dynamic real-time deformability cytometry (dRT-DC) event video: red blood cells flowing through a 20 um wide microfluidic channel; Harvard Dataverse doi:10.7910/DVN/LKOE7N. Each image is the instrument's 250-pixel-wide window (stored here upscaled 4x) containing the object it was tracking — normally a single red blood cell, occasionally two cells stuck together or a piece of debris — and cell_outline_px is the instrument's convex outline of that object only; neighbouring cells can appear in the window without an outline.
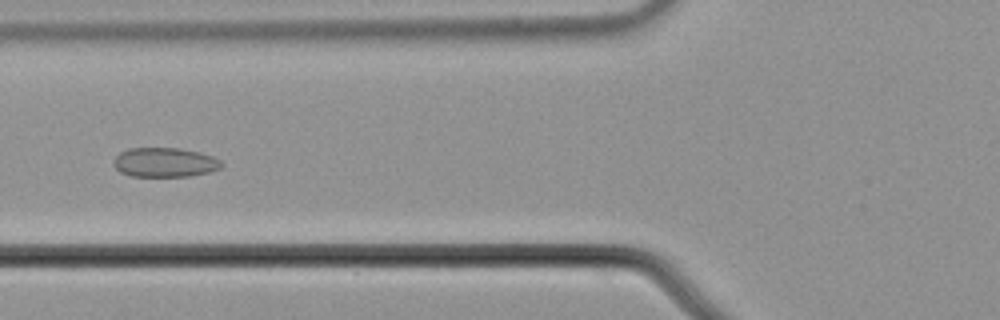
{"species": "common noctule bat (a hibernating species)", "species_latin": "Nyctalus noctula", "temperature_condition": "cold", "stored_images_in_passage": 53, "camera_frame_rate_fps": 3000, "um_per_image_px": 0.085, "animal": {"sex": "male", "body_mass_g": 21.5, "forearm_length_mm": 52.0}, "frame": {"image": 1, "passage_image": 19, "time_ms": 6.0, "image_size_px": [1000, 320], "cell_outline_px": [[224, 164], [220, 168], [208, 172], [188, 176], [132, 176], [120, 172], [112, 164], [112, 160], [120, 152], [128, 148], [180, 148], [200, 152], [212, 156], [220, 160]], "centroid_in_image_um": [13.98, 13.79], "position_along_channel_um": 111.8, "area_um2": 18.55}}
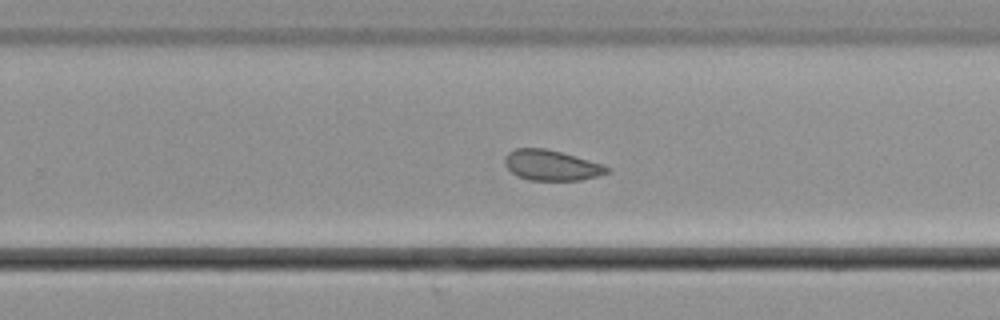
{"frame": {"image": 2, "passage_image": 33, "time_ms": 10.667, "image_size_px": [1000, 320], "cell_outline_px": [[612, 168], [608, 172], [596, 176], [580, 180], [528, 180], [516, 176], [504, 164], [504, 160], [508, 152], [516, 148], [544, 148], [560, 152], [604, 164]], "centroid_in_image_um": [46.86, 14.05], "position_along_channel_um": 282.9, "area_um2": 18.09}}
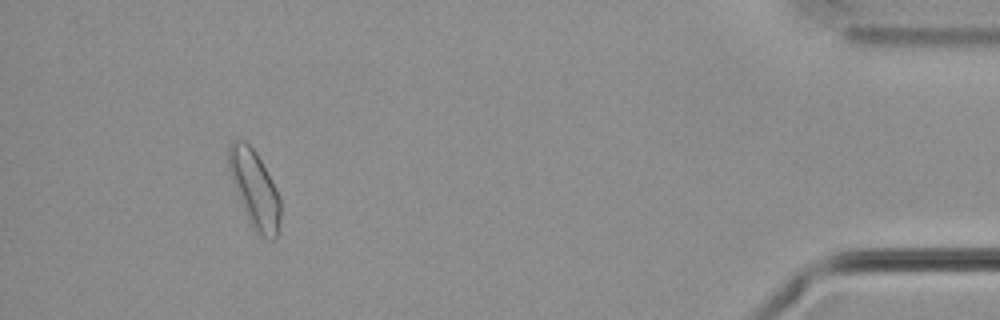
{"frame": {"image": 3, "passage_image": 49, "time_ms": 16.0, "image_size_px": [1000, 320], "cell_outline_px": [[280, 220], [276, 236], [272, 240], [256, 236], [248, 220], [232, 180], [228, 168], [228, 148], [236, 140], [244, 140], [256, 152], [280, 200]], "centroid_in_image_um": [21.63, 16.13], "position_along_channel_um": 413.6, "area_um2": 22.72}, "authors_computed_cell_mechanics": {"area_um2": 19.5364, "velocity_mm_per_s": 3.6679, "shape_relaxation_time_tau1_ms": null, "shape_relaxation_time_tau2_ms": 2.1503, "deformation_change_tau1": null, "deformation_change_tau2": 0.0714}}